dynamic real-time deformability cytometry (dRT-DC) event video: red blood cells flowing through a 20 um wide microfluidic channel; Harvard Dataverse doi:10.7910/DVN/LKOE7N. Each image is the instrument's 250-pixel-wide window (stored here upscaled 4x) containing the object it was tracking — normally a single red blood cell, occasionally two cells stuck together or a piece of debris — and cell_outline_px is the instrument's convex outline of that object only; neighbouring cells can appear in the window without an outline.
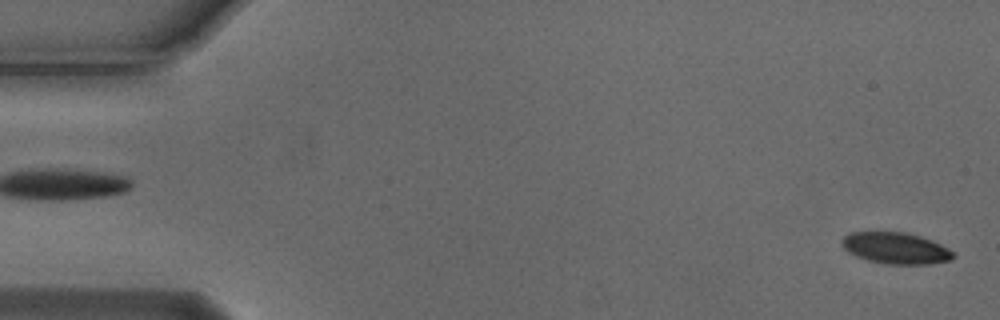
{"species": "Egyptian fruit bat (a non-hibernating species)", "species_latin": "Rousettus aegyptiacus", "temperature_condition": "cold", "stored_images_in_passage": 55, "camera_frame_rate_fps": 3000, "um_per_image_px": 0.085, "animal": {"sex": "male"}, "frame": {"image": 1, "passage_image": 1, "time_ms": 0.0, "image_size_px": [1000, 320], "cell_outline_px": [[956, 256], [952, 260], [928, 264], [888, 264], [868, 260], [856, 256], [848, 252], [840, 244], [840, 240], [848, 232], [904, 232], [920, 236], [932, 240], [948, 248]], "centroid_in_image_um": [76.12, 21.09], "position_along_channel_um": 8.9, "area_um2": 20.46}}
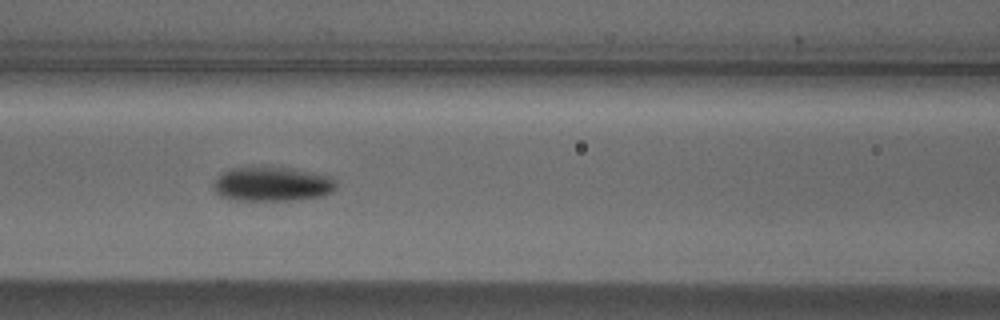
{"frame": {"image": 2, "passage_image": 23, "time_ms": 7.333, "image_size_px": [1000, 320], "cell_outline_px": [[336, 188], [332, 192], [320, 196], [296, 200], [236, 200], [220, 196], [212, 188], [216, 180], [224, 172], [232, 168], [284, 168], [328, 176], [336, 180]], "centroid_in_image_um": [23.13, 15.68], "position_along_channel_um": 143.5, "area_um2": 23.93}}
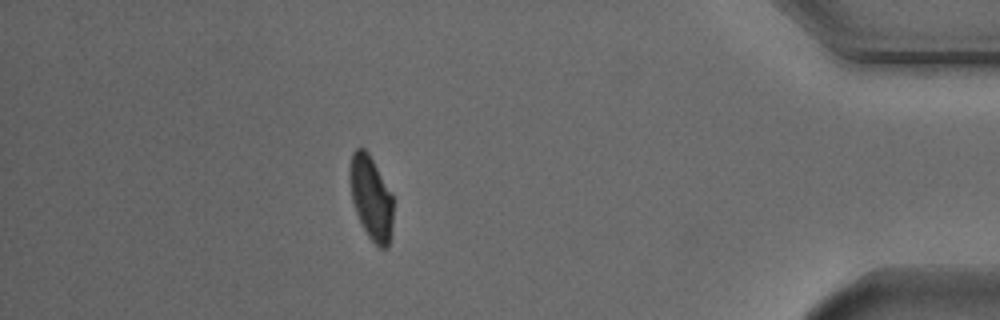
{"frame": {"image": 3, "passage_image": 48, "time_ms": 15.667, "image_size_px": [1000, 320], "cell_outline_px": [[392, 224], [388, 248], [380, 248], [368, 236], [356, 212], [352, 200], [348, 176], [348, 172], [352, 152], [356, 148], [364, 148], [368, 152], [392, 196]], "centroid_in_image_um": [31.51, 16.79], "position_along_channel_um": 403.7, "area_um2": 20.87}, "authors_computed_cell_mechanics": {"area_um2": 22.0218, "velocity_mm_per_s": 3.7062, "shape_relaxation_time_tau1_ms": 3.3418, "shape_relaxation_time_tau2_ms": null, "deformation_change_tau1": 0.1066, "deformation_change_tau2": null}}